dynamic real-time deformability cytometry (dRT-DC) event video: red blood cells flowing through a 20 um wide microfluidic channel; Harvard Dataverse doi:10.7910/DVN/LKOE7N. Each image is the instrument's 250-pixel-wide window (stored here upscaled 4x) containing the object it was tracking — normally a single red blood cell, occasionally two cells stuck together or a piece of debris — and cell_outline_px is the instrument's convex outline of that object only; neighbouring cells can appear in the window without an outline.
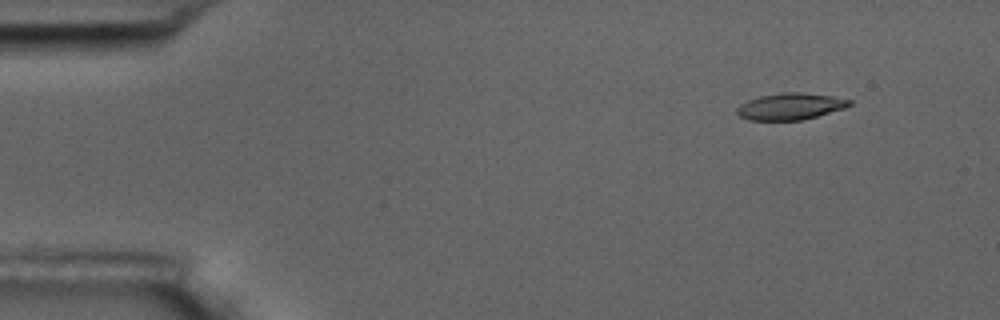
{"species": "common noctule bat (a hibernating species)", "species_latin": "Nyctalus noctula", "temperature_condition": "room temperature", "stored_images_in_passage": 6, "camera_frame_rate_fps": 3000, "um_per_image_px": 0.085, "animal": {"sex": "male", "body_mass_g": 17.5, "forearm_length_mm": 52.3}, "frame": {"image": 1, "passage_image": 2, "time_ms": 1.333, "image_size_px": [1000, 320], "cell_outline_px": [[852, 104], [844, 108], [804, 120], [748, 120], [740, 116], [736, 112], [736, 108], [740, 104], [748, 100], [760, 96], [780, 92], [800, 92], [832, 96], [852, 100]], "centroid_in_image_um": [67.17, 9.04], "position_along_channel_um": 17.8, "area_um2": 17.51}}
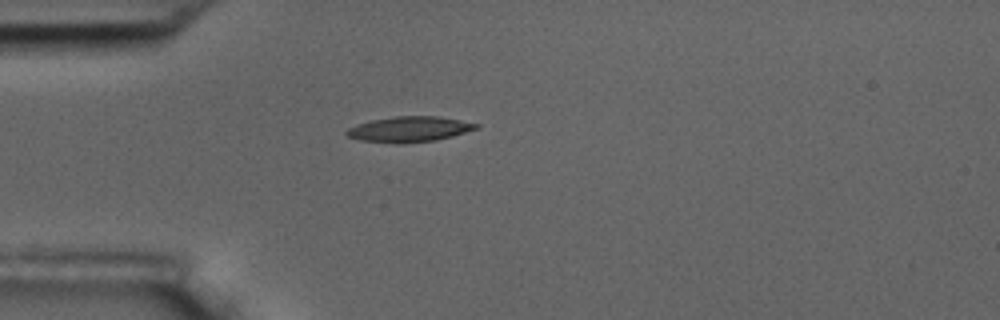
{"frame": {"image": 2, "passage_image": 5, "time_ms": 4.667, "image_size_px": [1000, 320], "cell_outline_px": [[480, 128], [452, 136], [436, 140], [404, 144], [396, 144], [360, 140], [348, 136], [344, 132], [348, 128], [356, 124], [372, 120], [396, 116], [436, 116], [460, 120], [480, 124]], "centroid_in_image_um": [34.79, 10.99], "position_along_channel_um": 50.2, "area_um2": 19.36}}